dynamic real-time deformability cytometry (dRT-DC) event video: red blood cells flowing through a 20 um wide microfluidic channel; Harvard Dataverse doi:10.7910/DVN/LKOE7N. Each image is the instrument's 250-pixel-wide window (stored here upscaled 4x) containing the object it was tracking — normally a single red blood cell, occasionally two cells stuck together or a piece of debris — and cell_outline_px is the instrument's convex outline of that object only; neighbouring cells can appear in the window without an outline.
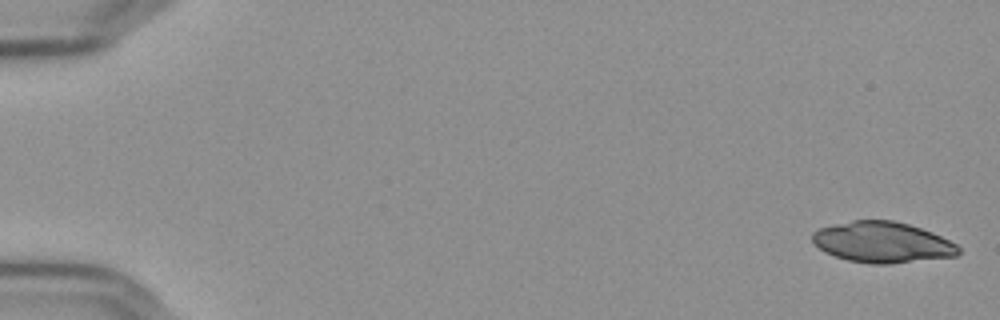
{"species": "Egyptian fruit bat (a non-hibernating species)", "species_latin": "Rousettus aegyptiacus", "temperature_condition": "cold", "stored_images_in_passage": 55, "camera_frame_rate_fps": 3000, "um_per_image_px": 0.085, "frame": {"image": 1, "passage_image": 1, "time_ms": 0.0, "image_size_px": [1000, 320], "cell_outline_px": [[960, 252], [956, 256], [888, 264], [872, 264], [848, 260], [824, 252], [812, 240], [812, 232], [820, 228], [852, 220], [892, 220], [908, 224], [932, 232], [956, 244], [960, 248]], "centroid_in_image_um": [75.0, 20.59], "position_along_channel_um": 10.0, "area_um2": 34.51}}
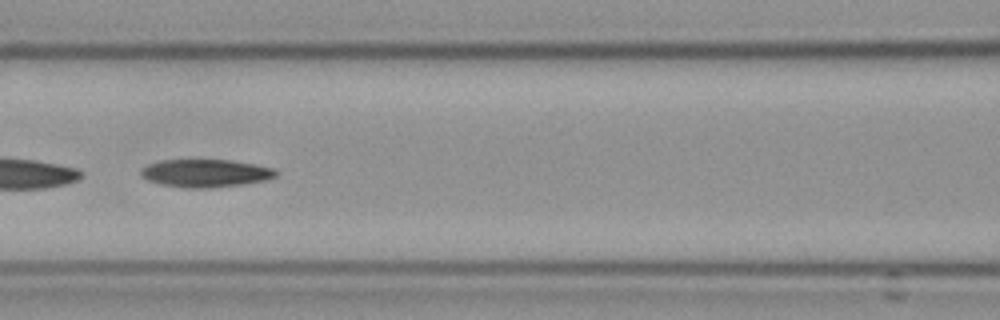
{"frame": {"image": 2, "passage_image": 26, "time_ms": 8.333, "image_size_px": [1000, 320], "cell_outline_px": [[280, 172], [276, 176], [268, 180], [244, 184], [212, 188], [188, 188], [160, 184], [148, 180], [140, 176], [140, 168], [148, 164], [160, 160], [232, 160], [256, 164], [276, 168]], "centroid_in_image_um": [17.51, 14.72], "position_along_channel_um": 149.1, "area_um2": 22.31}, "authors_computed_cell_mechanics": {"area_um2": 22.3108, "velocity_mm_per_s": 3.6251, "shape_relaxation_time_tau1_ms": 7.3139, "shape_relaxation_time_tau2_ms": null, "deformation_change_tau1": 0.2172, "deformation_change_tau2": null}}